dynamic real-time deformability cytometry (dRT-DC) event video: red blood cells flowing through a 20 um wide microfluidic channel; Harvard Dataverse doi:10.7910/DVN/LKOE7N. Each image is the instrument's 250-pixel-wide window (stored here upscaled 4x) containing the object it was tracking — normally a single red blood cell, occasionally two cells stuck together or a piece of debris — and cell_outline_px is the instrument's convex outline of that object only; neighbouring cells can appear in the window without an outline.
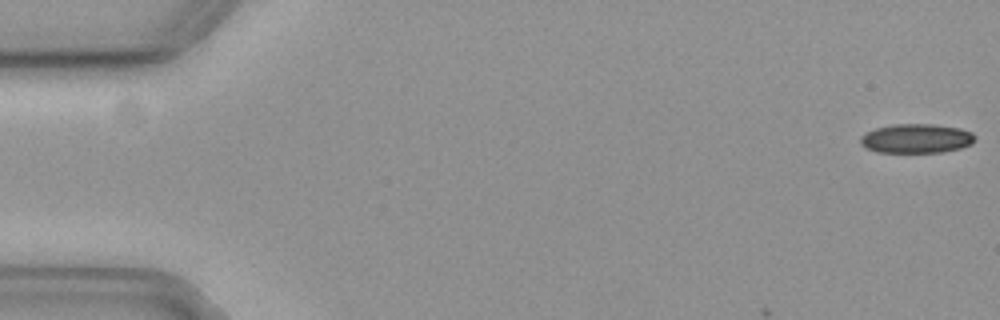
{"species": "common noctule bat (a hibernating species)", "species_latin": "Nyctalus noctula", "temperature_condition": "cold", "stored_images_in_passage": 4, "camera_frame_rate_fps": 3000, "um_per_image_px": 0.085, "animal": {"sex": "female", "body_mass_g": 19.3, "forearm_length_mm": 54.1}, "frame": {"image": 1, "passage_image": 1, "time_ms": 0.0, "image_size_px": [1000, 320], "cell_outline_px": [[976, 140], [972, 144], [960, 148], [944, 152], [876, 152], [860, 144], [860, 136], [876, 128], [892, 124], [932, 124], [960, 128], [972, 132], [976, 136]], "centroid_in_image_um": [77.92, 11.77], "position_along_channel_um": 7.1, "area_um2": 19.59}}